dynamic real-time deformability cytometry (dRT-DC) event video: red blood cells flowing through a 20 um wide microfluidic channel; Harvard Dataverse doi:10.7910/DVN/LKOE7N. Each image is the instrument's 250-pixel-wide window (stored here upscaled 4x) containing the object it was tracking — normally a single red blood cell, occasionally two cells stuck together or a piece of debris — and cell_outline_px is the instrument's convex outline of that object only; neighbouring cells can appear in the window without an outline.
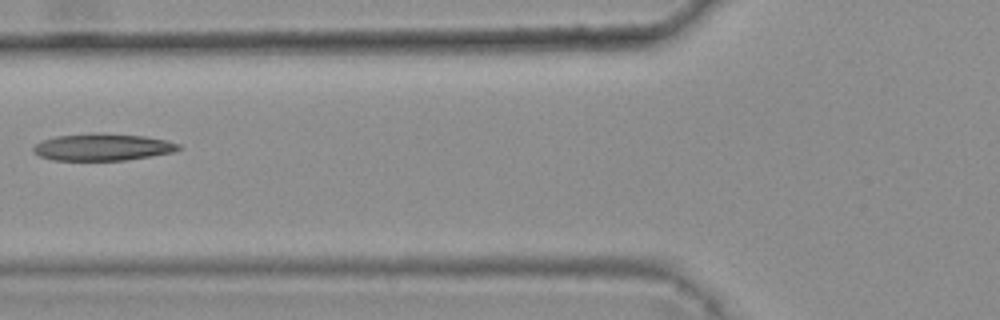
{"species": "common noctule bat (a hibernating species)", "species_latin": "Nyctalus noctula", "temperature_condition": "warm", "stored_images_in_passage": 5, "camera_frame_rate_fps": 3000, "um_per_image_px": 0.085, "animal": {"sex": "female", "body_mass_g": 25.1}, "frame": {"image": 1, "passage_image": 4, "time_ms": 1.0, "image_size_px": [1000, 320], "cell_outline_px": [[184, 148], [172, 152], [124, 160], [52, 160], [40, 156], [32, 152], [32, 148], [36, 144], [44, 140], [56, 136], [92, 132], [96, 132], [144, 136], [164, 140], [180, 144]], "centroid_in_image_um": [8.7, 12.49], "position_along_channel_um": 117.1, "area_um2": 22.83}}
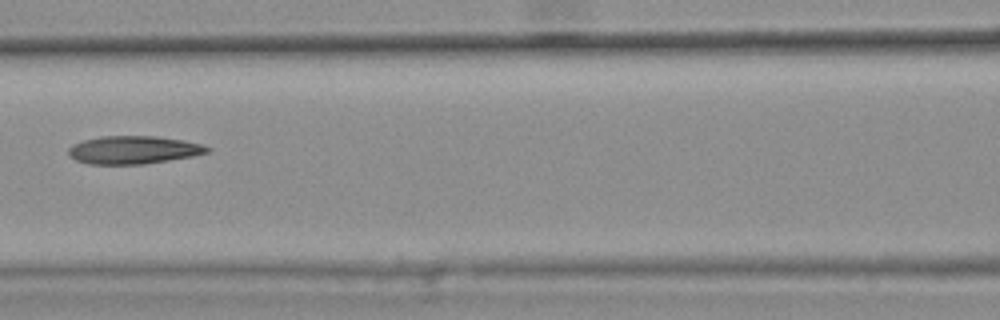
{"frame": {"image": 2, "passage_image": 5, "time_ms": 1.333, "image_size_px": [1000, 320], "cell_outline_px": [[212, 148], [208, 152], [192, 156], [144, 164], [88, 164], [76, 160], [68, 152], [68, 148], [72, 144], [84, 140], [100, 136], [156, 136], [184, 140], [204, 144]], "centroid_in_image_um": [11.36, 12.73], "position_along_channel_um": 155.2, "area_um2": 22.66}}